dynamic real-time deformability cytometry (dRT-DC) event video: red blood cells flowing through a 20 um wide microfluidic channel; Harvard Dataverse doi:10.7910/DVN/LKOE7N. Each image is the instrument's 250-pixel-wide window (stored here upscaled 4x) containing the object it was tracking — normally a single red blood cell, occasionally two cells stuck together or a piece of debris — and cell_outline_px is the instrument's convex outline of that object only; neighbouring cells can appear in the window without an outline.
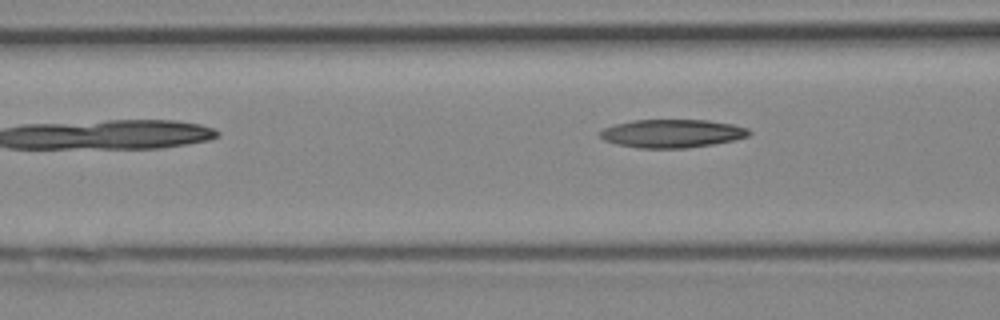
{"species": "Egyptian fruit bat (a non-hibernating species)", "species_latin": "Rousettus aegyptiacus", "temperature_condition": "cold", "stored_images_in_passage": 5, "camera_frame_rate_fps": 3000, "um_per_image_px": 0.085, "animal": {"sex": "female"}, "frame": {"image": 1, "passage_image": 4, "time_ms": 1.0, "image_size_px": [1000, 320], "cell_outline_px": [[752, 132], [748, 136], [732, 140], [712, 144], [688, 148], [640, 148], [616, 144], [604, 140], [600, 136], [600, 132], [604, 128], [616, 124], [632, 120], [708, 120], [732, 124], [748, 128]], "centroid_in_image_um": [57.13, 11.34], "position_along_channel_um": 109.5, "area_um2": 24.45}}